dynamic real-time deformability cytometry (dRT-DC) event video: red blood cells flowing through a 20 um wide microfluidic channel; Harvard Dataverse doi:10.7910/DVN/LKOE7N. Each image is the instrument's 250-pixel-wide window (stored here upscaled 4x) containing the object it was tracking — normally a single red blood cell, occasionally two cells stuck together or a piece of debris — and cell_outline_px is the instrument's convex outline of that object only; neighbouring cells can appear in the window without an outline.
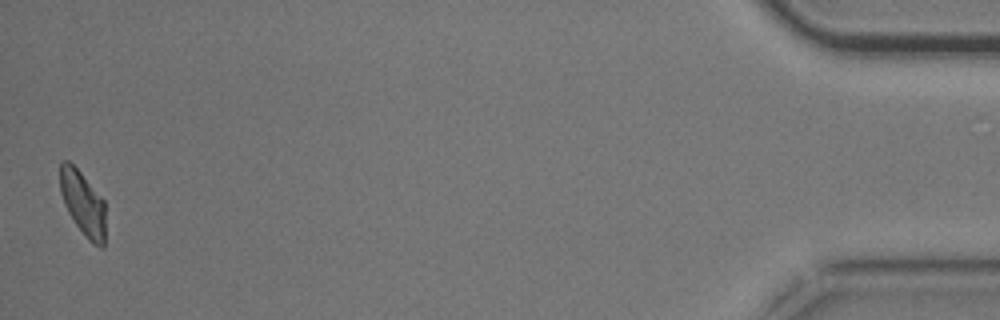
{"species": "common noctule bat (a hibernating species)", "species_latin": "Nyctalus noctula", "temperature_condition": "cold", "stored_images_in_passage": 40, "camera_frame_rate_fps": 3000, "um_per_image_px": 0.085, "animal": {"sex": "male", "body_mass_g": 20.5, "forearm_length_mm": 52.5}, "frame": {"image": 1, "passage_image": 40, "time_ms": 13.0, "image_size_px": [1000, 320], "cell_outline_px": [[104, 248], [100, 248], [88, 240], [76, 224], [68, 212], [64, 204], [60, 192], [60, 164], [64, 160], [68, 160], [80, 172], [104, 200]], "centroid_in_image_um": [7.03, 17.29], "position_along_channel_um": 428.2, "area_um2": 16.82}, "authors_computed_cell_mechanics": {"area_um2": 18.496, "velocity_mm_per_s": 3.7108, "shape_relaxation_time_tau1_ms": 4.0281, "shape_relaxation_time_tau2_ms": 8.8828, "deformation_change_tau1": 0.1312, "deformation_change_tau2": 0.1443}}